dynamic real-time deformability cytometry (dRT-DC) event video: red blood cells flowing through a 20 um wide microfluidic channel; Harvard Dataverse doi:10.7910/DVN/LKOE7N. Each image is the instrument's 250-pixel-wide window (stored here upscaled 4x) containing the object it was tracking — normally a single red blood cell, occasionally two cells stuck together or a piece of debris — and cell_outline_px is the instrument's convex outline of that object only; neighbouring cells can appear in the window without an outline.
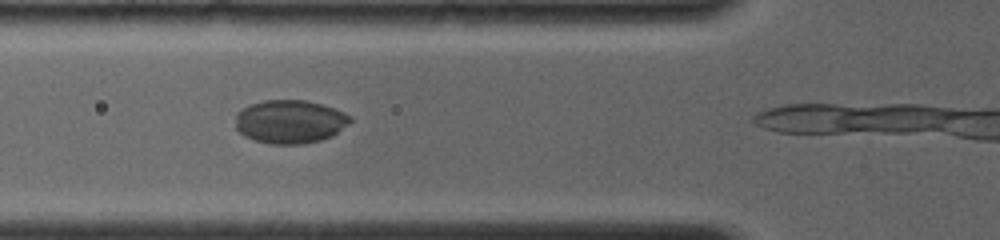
{"species": "common noctule bat (a hibernating species)", "species_latin": "Nyctalus noctula", "temperature_condition": "room temperature", "stored_images_in_passage": 9, "camera_frame_rate_fps": 4000, "um_per_image_px": 0.085, "animal": {"sex": "female", "body_mass_g": 19.0, "forearm_length_mm": 56.7}, "frame": {"image": 1, "passage_image": 6, "time_ms": 2.0, "image_size_px": [1000, 240], "cell_outline_px": [[352, 120], [348, 124], [332, 136], [320, 140], [304, 144], [268, 144], [244, 136], [236, 128], [236, 112], [240, 108], [264, 100], [304, 100], [336, 108], [352, 116]], "centroid_in_image_um": [24.65, 10.34], "position_along_channel_um": 101.2, "area_um2": 29.19}}
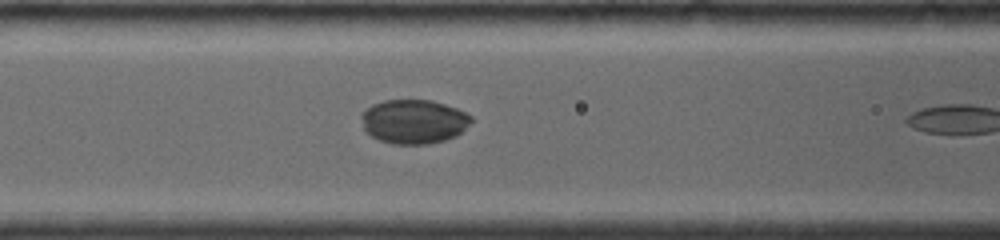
{"frame": {"image": 2, "passage_image": 8, "time_ms": 2.75, "image_size_px": [1000, 240], "cell_outline_px": [[472, 120], [456, 136], [444, 140], [428, 144], [392, 144], [380, 140], [372, 136], [364, 128], [360, 116], [372, 104], [384, 100], [432, 100], [456, 108], [472, 116]], "centroid_in_image_um": [35.16, 10.33], "position_along_channel_um": 131.4, "area_um2": 28.03}}